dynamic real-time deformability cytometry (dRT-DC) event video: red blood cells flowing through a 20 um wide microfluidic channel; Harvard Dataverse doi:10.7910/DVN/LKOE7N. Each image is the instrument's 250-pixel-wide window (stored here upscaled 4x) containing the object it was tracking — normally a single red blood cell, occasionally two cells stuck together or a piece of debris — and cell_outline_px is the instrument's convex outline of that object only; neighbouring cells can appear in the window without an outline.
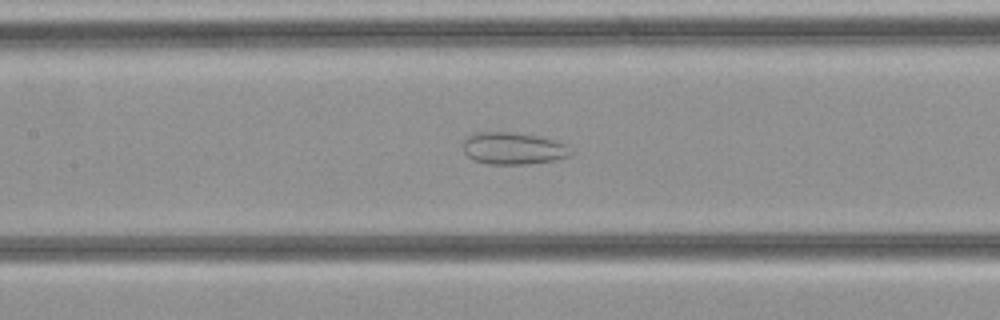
{"species": "common noctule bat (a hibernating species)", "species_latin": "Nyctalus noctula", "temperature_condition": "cold", "stored_images_in_passage": 38, "camera_frame_rate_fps": 3000, "um_per_image_px": 0.085, "animal": {"sex": "female", "body_mass_g": 21.9}, "frame": {"image": 1, "passage_image": 17, "time_ms": 5.333, "image_size_px": [1000, 320], "cell_outline_px": [[572, 152], [568, 156], [552, 160], [524, 164], [488, 164], [472, 160], [464, 152], [464, 140], [472, 132], [508, 132], [536, 136], [568, 144]], "centroid_in_image_um": [43.58, 12.61], "position_along_channel_um": 163.8, "area_um2": 19.94}}